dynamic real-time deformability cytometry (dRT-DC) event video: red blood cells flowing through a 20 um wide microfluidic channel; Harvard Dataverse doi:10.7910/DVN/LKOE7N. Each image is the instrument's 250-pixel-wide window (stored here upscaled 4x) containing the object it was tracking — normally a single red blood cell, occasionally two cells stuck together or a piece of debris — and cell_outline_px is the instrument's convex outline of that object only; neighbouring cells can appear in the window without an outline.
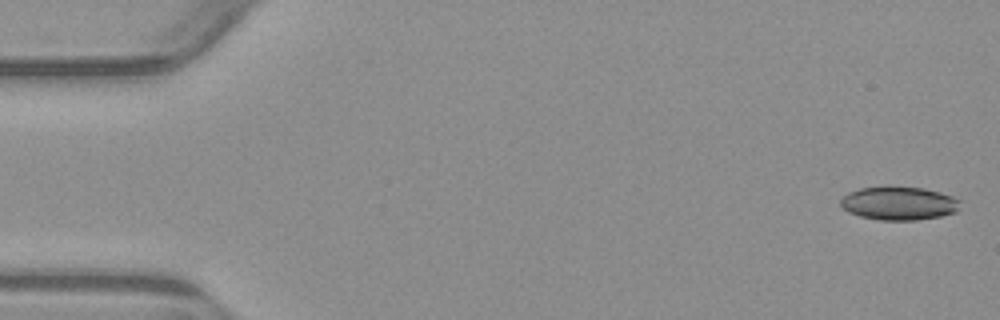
{"species": "common noctule bat (a hibernating species)", "species_latin": "Nyctalus noctula", "temperature_condition": "warm", "stored_images_in_passage": 4, "camera_frame_rate_fps": 3000, "um_per_image_px": 0.085, "animal": {"sex": "male", "body_mass_g": 23.1, "forearm_length_mm": 52.7}, "frame": {"image": 1, "passage_image": 1, "time_ms": 0.0, "image_size_px": [1000, 320], "cell_outline_px": [[960, 200], [956, 212], [940, 216], [916, 220], [880, 220], [860, 216], [848, 212], [840, 204], [840, 200], [848, 192], [860, 188], [888, 184], [924, 188], [940, 192], [952, 196]], "centroid_in_image_um": [76.38, 17.24], "position_along_channel_um": 8.6, "area_um2": 23.76}}
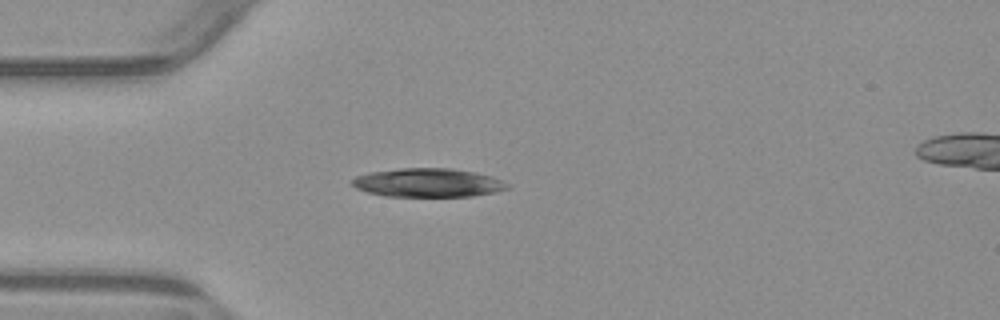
{"frame": {"image": 2, "passage_image": 4, "time_ms": 4.333, "image_size_px": [1000, 320], "cell_outline_px": [[508, 188], [496, 192], [472, 196], [384, 196], [368, 192], [356, 188], [352, 184], [352, 180], [356, 176], [368, 172], [400, 168], [452, 168], [476, 172], [492, 176], [508, 184]], "centroid_in_image_um": [36.37, 15.52], "position_along_channel_um": 48.6, "area_um2": 25.95}}